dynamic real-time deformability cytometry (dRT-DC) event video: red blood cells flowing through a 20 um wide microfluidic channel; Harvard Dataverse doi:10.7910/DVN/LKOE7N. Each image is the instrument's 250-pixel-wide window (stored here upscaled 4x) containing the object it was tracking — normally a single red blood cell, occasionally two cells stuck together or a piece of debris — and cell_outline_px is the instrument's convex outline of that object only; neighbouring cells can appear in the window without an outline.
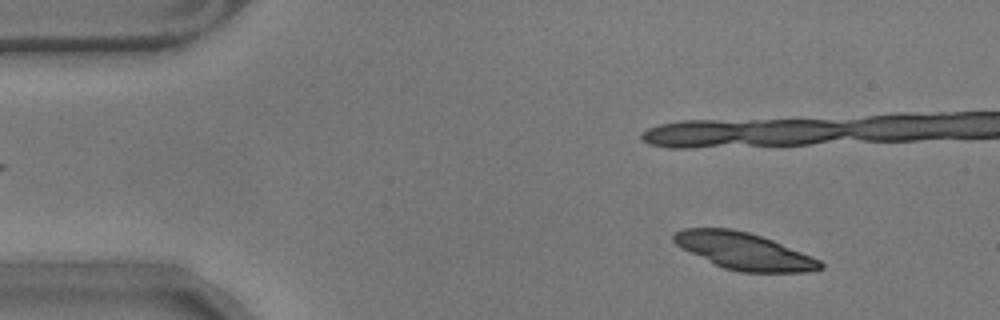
{"species": "common noctule bat (a hibernating species)", "species_latin": "Nyctalus noctula", "temperature_condition": "warm", "stored_images_in_passage": 18, "camera_frame_rate_fps": 3000, "um_per_image_px": 0.085, "animal": {"sex": "male", "body_mass_g": 17.9}, "frame": {"image": 1, "passage_image": 6, "time_ms": 1.667, "image_size_px": [1000, 320], "cell_outline_px": [[824, 268], [804, 272], [740, 272], [724, 268], [680, 248], [672, 240], [672, 232], [684, 228], [732, 228], [748, 232], [772, 240], [812, 256], [820, 260], [824, 264]], "centroid_in_image_um": [63.21, 21.33], "position_along_channel_um": 21.8, "area_um2": 31.44}}